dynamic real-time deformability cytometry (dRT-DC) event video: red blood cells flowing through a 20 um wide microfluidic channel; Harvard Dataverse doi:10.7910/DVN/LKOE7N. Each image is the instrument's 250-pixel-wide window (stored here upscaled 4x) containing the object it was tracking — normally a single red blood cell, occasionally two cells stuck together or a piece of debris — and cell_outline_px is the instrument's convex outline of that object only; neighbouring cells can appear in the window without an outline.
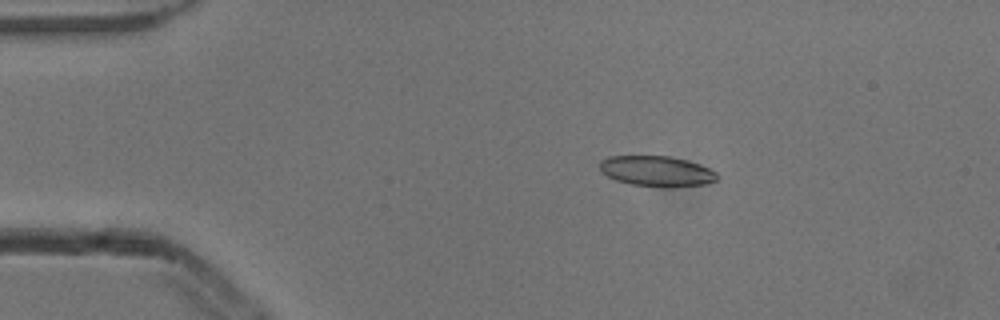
{"species": "common noctule bat (a hibernating species)", "species_latin": "Nyctalus noctula", "temperature_condition": "cold", "stored_images_in_passage": 3, "camera_frame_rate_fps": 3000, "um_per_image_px": 0.085, "animal": {"sex": "male", "body_mass_g": 13.3}, "frame": {"image": 1, "passage_image": 2, "time_ms": 0.333, "image_size_px": [1000, 320], "cell_outline_px": [[716, 180], [704, 184], [632, 184], [616, 180], [600, 172], [600, 160], [608, 156], [668, 156], [700, 164], [716, 172]], "centroid_in_image_um": [55.73, 14.49], "position_along_channel_um": 29.3, "area_um2": 19.71}}